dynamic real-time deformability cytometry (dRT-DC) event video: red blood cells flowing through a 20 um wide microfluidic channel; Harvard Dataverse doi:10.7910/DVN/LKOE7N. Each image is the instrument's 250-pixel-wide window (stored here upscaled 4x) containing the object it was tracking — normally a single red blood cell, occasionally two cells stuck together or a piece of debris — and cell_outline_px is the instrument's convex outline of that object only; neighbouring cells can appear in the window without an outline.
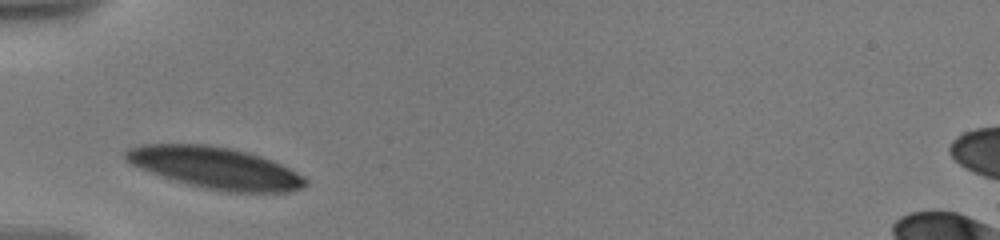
{"species": "human", "species_latin": "Homo sapiens", "temperature_condition": "warm", "stored_images_in_passage": 4, "camera_frame_rate_fps": 3000, "um_per_image_px": 0.085, "donor": {"sex": "male"}, "frame": {"image": 1, "passage_image": 1, "time_ms": 0.0, "image_size_px": [1000, 240], "cell_outline_px": [[308, 184], [304, 188], [288, 192], [232, 192], [204, 188], [188, 184], [140, 168], [132, 164], [124, 156], [124, 152], [128, 148], [144, 144], [204, 144], [228, 148], [248, 152], [260, 156], [280, 164], [288, 168], [308, 180]], "centroid_in_image_um": [18.33, 14.27], "position_along_channel_um": 66.7, "area_um2": 43.0}}
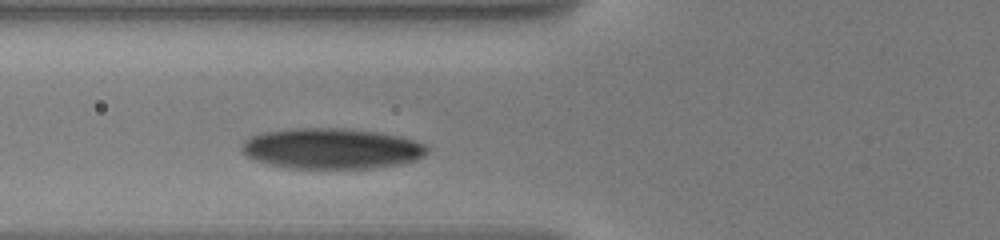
{"frame": {"image": 2, "passage_image": 4, "time_ms": 1.0, "image_size_px": [1000, 240], "cell_outline_px": [[428, 148], [424, 156], [400, 164], [376, 168], [288, 168], [268, 164], [256, 160], [248, 156], [240, 148], [240, 144], [244, 140], [260, 132], [288, 128], [344, 128], [376, 132], [400, 136], [424, 144]], "centroid_in_image_um": [28.13, 12.62], "position_along_channel_um": 97.7, "area_um2": 43.99}}